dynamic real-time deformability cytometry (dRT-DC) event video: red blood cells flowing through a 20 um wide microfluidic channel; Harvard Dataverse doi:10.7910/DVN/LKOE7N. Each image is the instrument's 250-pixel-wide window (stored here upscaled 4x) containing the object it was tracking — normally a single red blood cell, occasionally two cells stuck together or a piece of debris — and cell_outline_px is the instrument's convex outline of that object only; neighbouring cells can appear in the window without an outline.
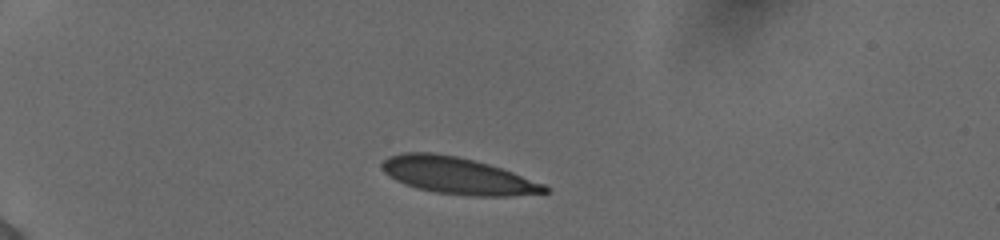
{"species": "human", "species_latin": "Homo sapiens", "temperature_condition": "cold", "stored_images_in_passage": 4, "camera_frame_rate_fps": 3000, "um_per_image_px": 0.085, "donor": {"sex": "female"}, "frame": {"image": 1, "passage_image": 1, "time_ms": 0.0, "image_size_px": [1000, 240], "cell_outline_px": [[552, 188], [548, 192], [508, 196], [472, 196], [436, 192], [416, 188], [404, 184], [396, 180], [384, 172], [380, 168], [380, 164], [388, 156], [404, 152], [432, 152], [456, 156], [488, 164], [512, 172], [544, 184]], "centroid_in_image_um": [38.87, 14.93], "position_along_channel_um": 46.1, "area_um2": 34.74}}
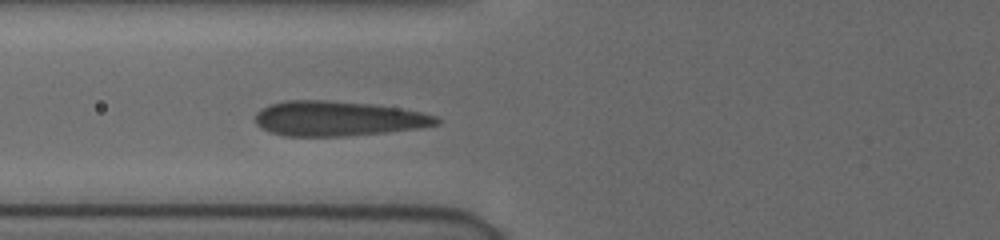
{"frame": {"image": 2, "passage_image": 4, "time_ms": 1.0, "image_size_px": [1000, 240], "cell_outline_px": [[440, 124], [420, 128], [388, 132], [340, 136], [284, 136], [268, 132], [260, 128], [252, 120], [256, 112], [260, 108], [268, 104], [284, 100], [324, 100], [372, 104], [400, 108], [420, 112], [436, 116], [440, 120]], "centroid_in_image_um": [28.65, 10.08], "position_along_channel_um": 97.2, "area_um2": 37.28}}